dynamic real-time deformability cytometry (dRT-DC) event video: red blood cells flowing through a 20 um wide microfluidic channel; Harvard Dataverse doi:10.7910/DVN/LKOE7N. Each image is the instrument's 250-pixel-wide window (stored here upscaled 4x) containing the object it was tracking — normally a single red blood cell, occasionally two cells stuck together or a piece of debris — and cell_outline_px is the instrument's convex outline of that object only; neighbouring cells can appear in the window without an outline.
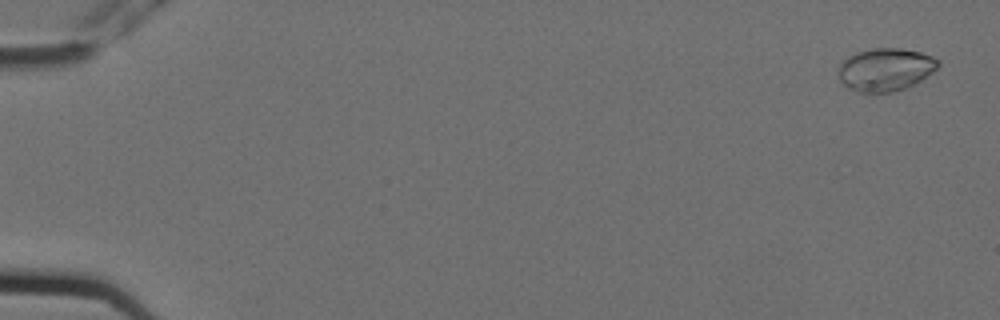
{"species": "Egyptian fruit bat (a non-hibernating species)", "species_latin": "Rousettus aegyptiacus", "temperature_condition": "cold", "stored_images_in_passage": 5, "camera_frame_rate_fps": 3000, "um_per_image_px": 0.085, "animal": {"sex": "female"}, "frame": {"image": 1, "passage_image": 1, "time_ms": 0.0, "image_size_px": [1000, 320], "cell_outline_px": [[940, 64], [928, 76], [904, 88], [892, 92], [872, 96], [868, 96], [848, 88], [840, 80], [840, 64], [848, 56], [872, 48], [900, 48], [920, 52], [932, 56], [940, 60]], "centroid_in_image_um": [75.26, 5.95], "position_along_channel_um": 9.7, "area_um2": 25.14}}
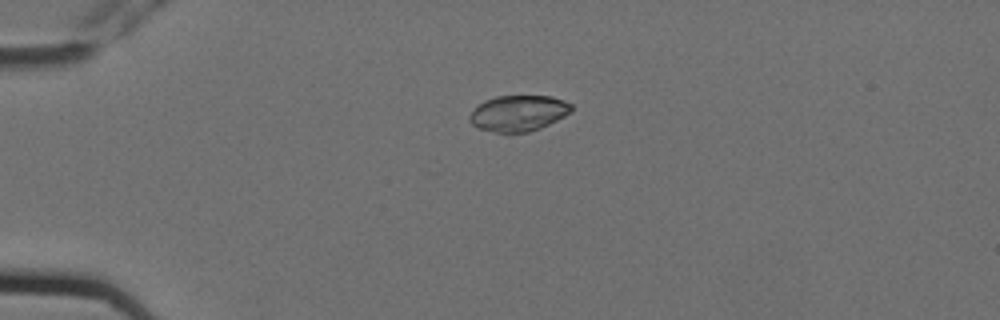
{"frame": {"image": 2, "passage_image": 4, "time_ms": 1.0, "image_size_px": [1000, 320], "cell_outline_px": [[572, 112], [540, 128], [528, 132], [508, 136], [492, 132], [480, 128], [472, 124], [468, 120], [468, 116], [484, 100], [496, 96], [552, 96], [564, 100], [572, 104]], "centroid_in_image_um": [44.06, 9.65], "position_along_channel_um": 40.9, "area_um2": 21.73}}